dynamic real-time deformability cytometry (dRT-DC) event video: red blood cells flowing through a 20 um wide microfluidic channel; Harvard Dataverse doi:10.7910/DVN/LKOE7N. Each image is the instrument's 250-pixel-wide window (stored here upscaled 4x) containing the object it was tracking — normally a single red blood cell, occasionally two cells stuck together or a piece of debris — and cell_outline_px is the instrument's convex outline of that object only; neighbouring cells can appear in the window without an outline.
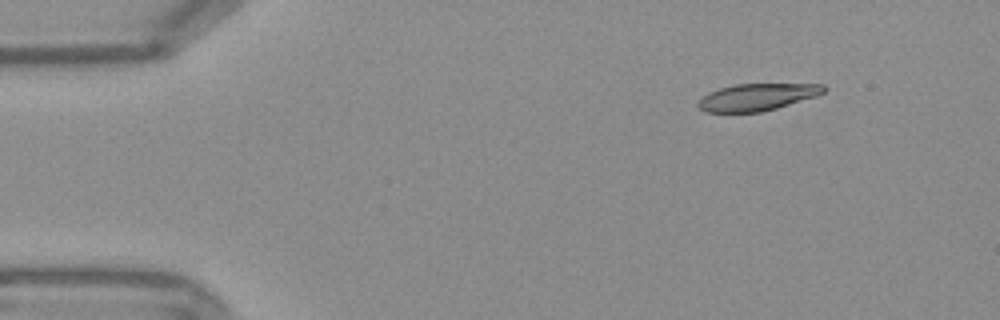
{"species": "Egyptian fruit bat (a non-hibernating species)", "species_latin": "Rousettus aegyptiacus", "temperature_condition": "warm", "stored_images_in_passage": 48, "camera_frame_rate_fps": 3000, "um_per_image_px": 0.085, "frame": {"image": 1, "passage_image": 1, "time_ms": 0.0, "image_size_px": [1000, 320], "cell_outline_px": [[828, 88], [824, 92], [816, 96], [776, 108], [760, 112], [704, 112], [696, 104], [708, 92], [720, 88], [736, 84], [824, 84]], "centroid_in_image_um": [64.36, 8.25], "position_along_channel_um": 20.6, "area_um2": 19.65}}
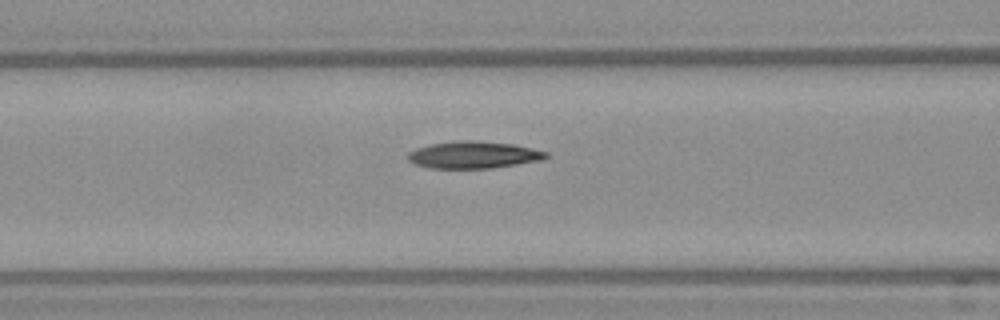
{"frame": {"image": 2, "passage_image": 16, "time_ms": 5.0, "image_size_px": [1000, 320], "cell_outline_px": [[548, 156], [540, 160], [492, 168], [428, 168], [416, 164], [408, 160], [408, 152], [416, 148], [432, 144], [456, 140], [472, 140], [512, 144], [532, 148], [548, 152]], "centroid_in_image_um": [40.23, 13.16], "position_along_channel_um": 126.4, "area_um2": 21.62}}
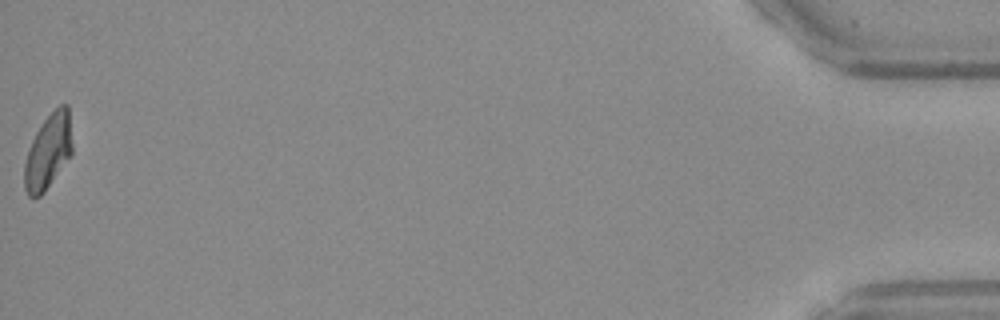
{"frame": {"image": 3, "passage_image": 48, "time_ms": 15.667, "image_size_px": [1000, 320], "cell_outline_px": [[72, 152], [44, 192], [40, 196], [28, 196], [24, 188], [24, 164], [32, 140], [36, 132], [44, 120], [60, 104], [68, 104], [72, 144]], "centroid_in_image_um": [4.09, 12.87], "position_along_channel_um": 431.1, "area_um2": 20.4}, "authors_computed_cell_mechanics": {"area_um2": 21.0681, "velocity_mm_per_s": 3.7924, "shape_relaxation_time_tau1_ms": 10.8253, "shape_relaxation_time_tau2_ms": 3.1788, "deformation_change_tau1": 0.2912, "deformation_change_tau2": 0.1088}}